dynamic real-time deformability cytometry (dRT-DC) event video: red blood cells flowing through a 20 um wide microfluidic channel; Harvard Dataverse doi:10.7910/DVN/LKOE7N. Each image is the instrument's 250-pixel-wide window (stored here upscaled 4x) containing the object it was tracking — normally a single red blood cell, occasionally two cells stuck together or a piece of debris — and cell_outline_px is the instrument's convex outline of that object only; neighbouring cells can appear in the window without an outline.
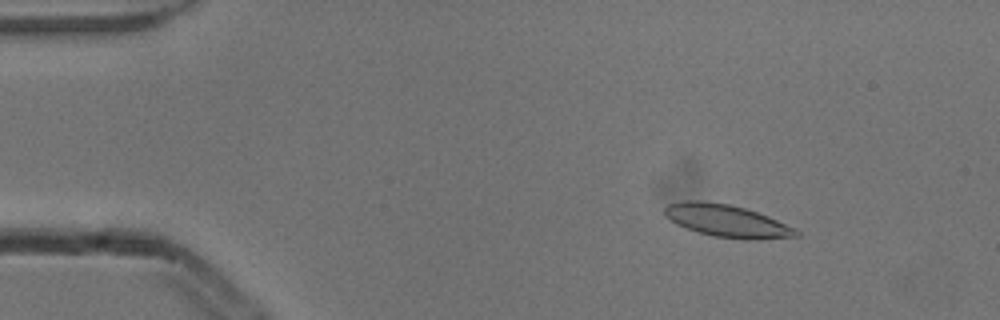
{"species": "common noctule bat (a hibernating species)", "species_latin": "Nyctalus noctula", "temperature_condition": "cold", "stored_images_in_passage": 4, "camera_frame_rate_fps": 3000, "um_per_image_px": 0.085, "animal": {"sex": "male", "body_mass_g": 13.3}, "frame": {"image": 1, "passage_image": 1, "time_ms": 0.0, "image_size_px": [1000, 320], "cell_outline_px": [[800, 236], [756, 240], [744, 240], [712, 236], [696, 232], [684, 228], [676, 224], [664, 212], [664, 208], [668, 204], [680, 200], [700, 200], [728, 204], [744, 208], [768, 216], [796, 228], [800, 232]], "centroid_in_image_um": [61.79, 18.78], "position_along_channel_um": 23.2, "area_um2": 25.09}}
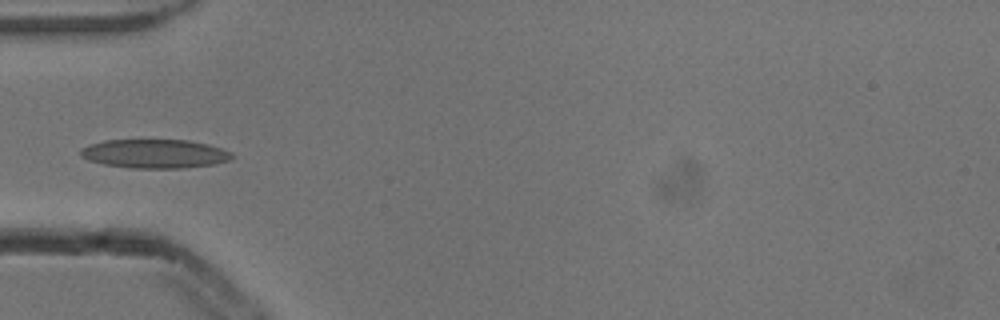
{"frame": {"image": 2, "passage_image": 4, "time_ms": 1.0, "image_size_px": [1000, 320], "cell_outline_px": [[236, 156], [232, 160], [212, 164], [184, 168], [132, 168], [104, 164], [88, 160], [80, 156], [80, 148], [88, 144], [104, 140], [188, 140], [208, 144], [232, 152]], "centroid_in_image_um": [13.15, 13.06], "position_along_channel_um": 71.8, "area_um2": 25.66}}